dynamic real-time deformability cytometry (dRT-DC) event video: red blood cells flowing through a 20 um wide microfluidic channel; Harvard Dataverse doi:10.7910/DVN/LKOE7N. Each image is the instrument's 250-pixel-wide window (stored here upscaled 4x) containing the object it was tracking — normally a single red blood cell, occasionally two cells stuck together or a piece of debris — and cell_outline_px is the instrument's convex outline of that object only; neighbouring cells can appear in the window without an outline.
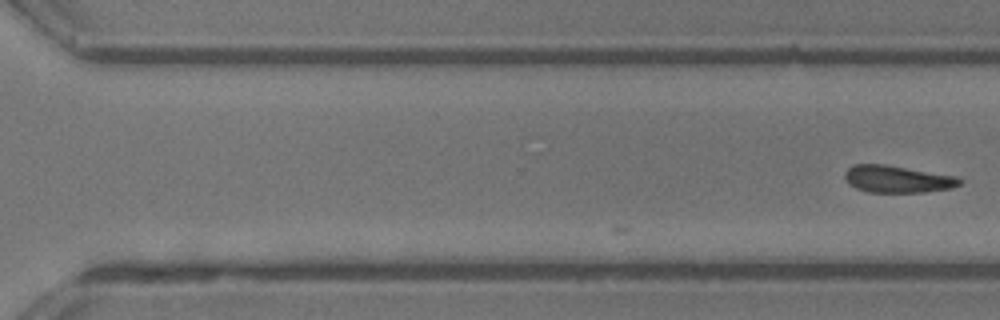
{"species": "common noctule bat (a hibernating species)", "species_latin": "Nyctalus noctula", "temperature_condition": "room temperature", "stored_images_in_passage": 20, "camera_frame_rate_fps": 3000, "um_per_image_px": 0.085, "animal": {"sex": "male", "body_mass_g": 13.3}, "frame": {"image": 1, "passage_image": 20, "time_ms": 6.333, "image_size_px": [1000, 320], "cell_outline_px": [[964, 180], [960, 184], [952, 188], [924, 192], [868, 192], [856, 188], [848, 184], [844, 180], [844, 172], [852, 164], [884, 164], [956, 176]], "centroid_in_image_um": [76.25, 15.22], "position_along_channel_um": 294.4, "area_um2": 18.26}}